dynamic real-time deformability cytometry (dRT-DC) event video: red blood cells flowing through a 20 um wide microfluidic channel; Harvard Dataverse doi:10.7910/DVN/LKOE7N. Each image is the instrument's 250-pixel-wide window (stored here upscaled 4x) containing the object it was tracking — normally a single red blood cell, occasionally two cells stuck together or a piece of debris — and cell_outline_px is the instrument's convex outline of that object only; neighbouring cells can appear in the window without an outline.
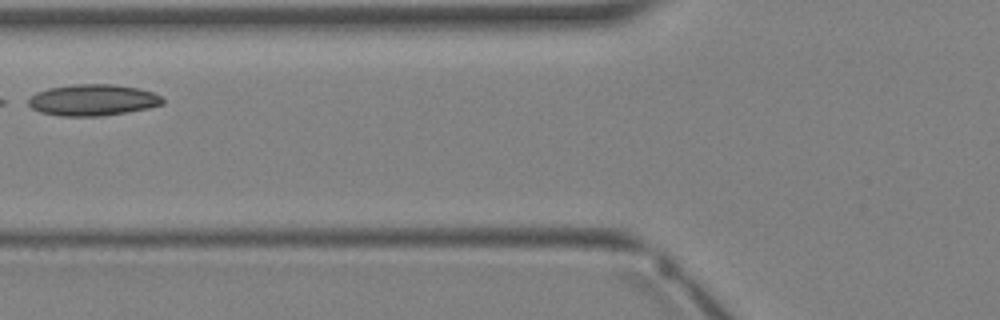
{"species": "Egyptian fruit bat (a non-hibernating species)", "species_latin": "Rousettus aegyptiacus", "temperature_condition": "warm", "stored_images_in_passage": 2, "camera_frame_rate_fps": 3000, "um_per_image_px": 0.085, "animal": {"sex": "female"}, "frame": {"image": 1, "passage_image": 2, "time_ms": 1.0, "image_size_px": [1000, 320], "cell_outline_px": [[164, 104], [148, 108], [128, 112], [100, 116], [60, 116], [40, 112], [32, 108], [28, 104], [28, 100], [36, 92], [48, 88], [72, 84], [112, 84], [136, 88], [152, 92], [160, 96], [164, 100]], "centroid_in_image_um": [7.88, 8.5], "position_along_channel_um": 117.9, "area_um2": 24.51}}